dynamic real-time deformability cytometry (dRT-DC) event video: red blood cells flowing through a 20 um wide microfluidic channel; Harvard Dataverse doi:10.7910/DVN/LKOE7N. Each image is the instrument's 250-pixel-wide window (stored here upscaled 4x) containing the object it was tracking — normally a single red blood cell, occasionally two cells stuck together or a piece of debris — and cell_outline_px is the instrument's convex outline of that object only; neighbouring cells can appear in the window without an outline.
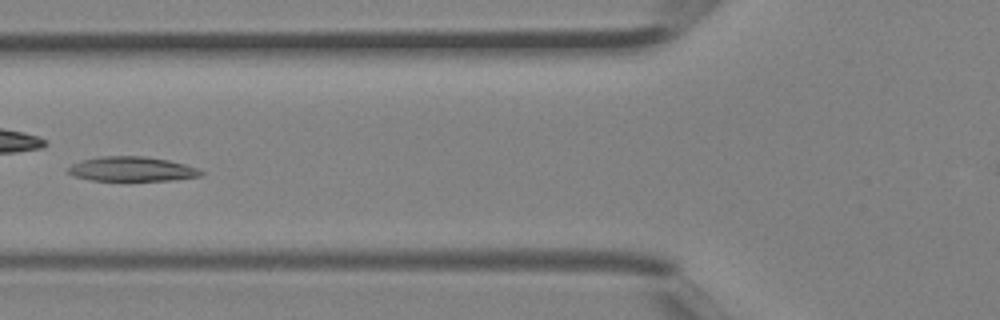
{"species": "Egyptian fruit bat (a non-hibernating species)", "species_latin": "Rousettus aegyptiacus", "temperature_condition": "room temperature", "stored_images_in_passage": 3, "camera_frame_rate_fps": 3000, "um_per_image_px": 0.085, "animal": {"sex": "female"}, "frame": {"image": 1, "passage_image": 3, "time_ms": 0.667, "image_size_px": [1000, 320], "cell_outline_px": [[204, 176], [172, 180], [92, 180], [72, 176], [68, 172], [68, 168], [72, 164], [84, 160], [100, 156], [144, 156], [168, 160], [184, 164], [196, 168], [204, 172]], "centroid_in_image_um": [11.23, 14.37], "position_along_channel_um": 114.6, "area_um2": 18.9}}